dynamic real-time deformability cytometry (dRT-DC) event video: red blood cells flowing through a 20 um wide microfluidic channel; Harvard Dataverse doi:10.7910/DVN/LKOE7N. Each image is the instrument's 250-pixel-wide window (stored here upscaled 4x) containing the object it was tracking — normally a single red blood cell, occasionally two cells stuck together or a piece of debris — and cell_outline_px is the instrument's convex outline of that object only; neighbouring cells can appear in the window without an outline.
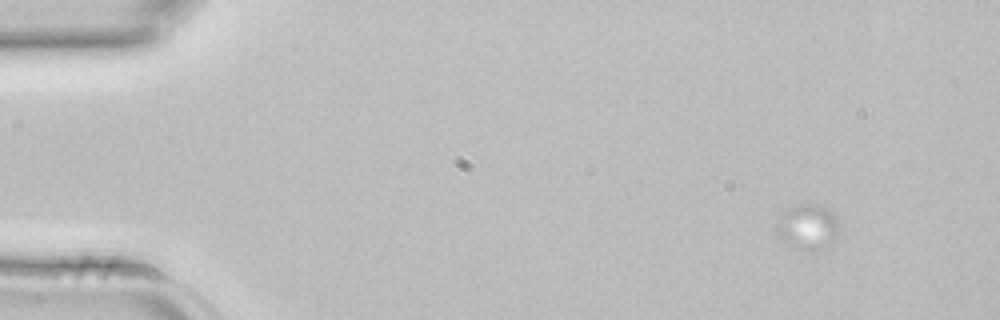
{"species": "common noctule bat (a hibernating species)", "species_latin": "Nyctalus noctula", "temperature_condition": "room temperature", "stored_images_in_passage": 5, "camera_frame_rate_fps": 3000, "um_per_image_px": 0.085, "animal": {"sex": "female", "body_mass_g": 22.7, "forearm_length_mm": 54.2}, "frame": {"image": 1, "passage_image": 2, "time_ms": 0.333, "image_size_px": [1000, 320], "cell_outline_px": [[836, 232], [828, 248], [808, 252], [800, 248], [780, 236], [776, 228], [776, 224], [780, 212], [796, 204], [808, 204], [824, 208], [832, 212], [836, 216]], "centroid_in_image_um": [68.63, 19.27], "position_along_channel_um": 16.4, "area_um2": 15.95}}